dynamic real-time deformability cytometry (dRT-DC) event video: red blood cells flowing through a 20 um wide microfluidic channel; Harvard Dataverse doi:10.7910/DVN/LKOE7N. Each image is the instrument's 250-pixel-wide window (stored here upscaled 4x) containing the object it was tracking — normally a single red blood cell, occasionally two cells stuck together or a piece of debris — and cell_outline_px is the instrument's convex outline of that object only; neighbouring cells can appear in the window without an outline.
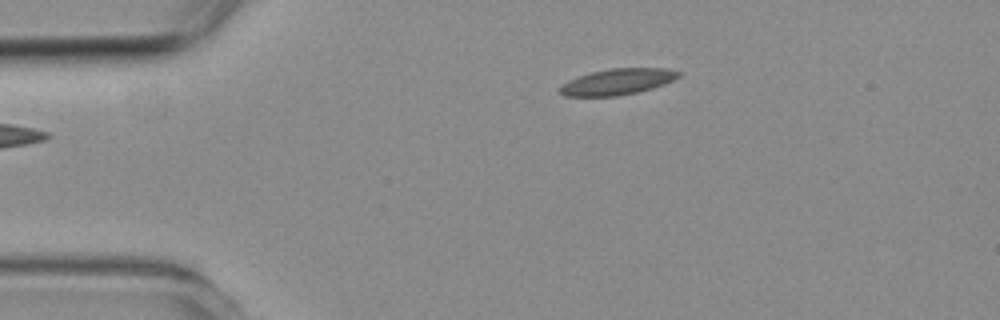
{"species": "common noctule bat (a hibernating species)", "species_latin": "Nyctalus noctula", "temperature_condition": "room temperature", "stored_images_in_passage": 3, "camera_frame_rate_fps": 3000, "um_per_image_px": 0.085, "animal": {"sex": "female", "body_mass_g": 19.3, "forearm_length_mm": 54.1}, "frame": {"image": 1, "passage_image": 1, "time_ms": 0.0, "image_size_px": [1000, 320], "cell_outline_px": [[680, 76], [664, 84], [652, 88], [636, 92], [616, 96], [564, 96], [560, 92], [560, 88], [568, 80], [592, 72], [612, 68], [664, 68], [680, 72]], "centroid_in_image_um": [52.49, 6.95], "position_along_channel_um": 32.5, "area_um2": 17.69}}
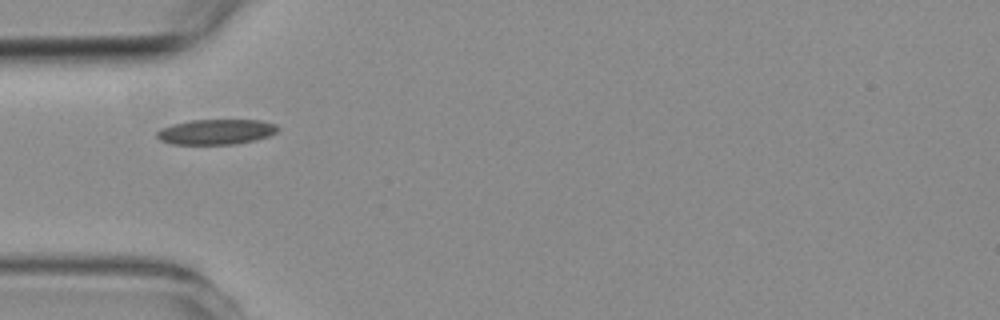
{"frame": {"image": 2, "passage_image": 3, "time_ms": 2.0, "image_size_px": [1000, 320], "cell_outline_px": [[280, 128], [276, 132], [268, 136], [252, 140], [232, 144], [172, 144], [160, 140], [156, 136], [156, 132], [160, 128], [172, 124], [192, 120], [260, 120], [276, 124]], "centroid_in_image_um": [18.34, 11.2], "position_along_channel_um": 66.7, "area_um2": 17.69}}